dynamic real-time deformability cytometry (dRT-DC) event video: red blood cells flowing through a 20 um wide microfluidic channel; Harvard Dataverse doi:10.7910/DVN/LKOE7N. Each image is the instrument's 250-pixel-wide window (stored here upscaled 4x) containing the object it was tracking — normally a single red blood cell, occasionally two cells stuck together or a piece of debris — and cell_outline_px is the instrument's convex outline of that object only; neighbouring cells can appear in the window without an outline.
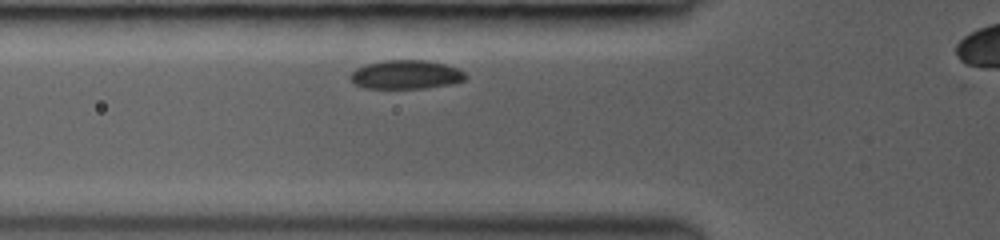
{"species": "common noctule bat (a hibernating species)", "species_latin": "Nyctalus noctula", "temperature_condition": "room temperature", "stored_images_in_passage": 40, "camera_frame_rate_fps": 3000, "um_per_image_px": 0.085, "animal": {"sex": "female", "body_mass_g": 19.0, "forearm_length_mm": 53.3}, "frame": {"image": 1, "passage_image": 3, "time_ms": 1.0, "image_size_px": [1000, 240], "cell_outline_px": [[468, 76], [464, 80], [452, 84], [424, 88], [364, 88], [356, 84], [348, 76], [356, 68], [368, 64], [384, 60], [424, 60], [444, 64], [456, 68], [464, 72]], "centroid_in_image_um": [34.51, 6.34], "position_along_channel_um": 91.3, "area_um2": 19.25}}
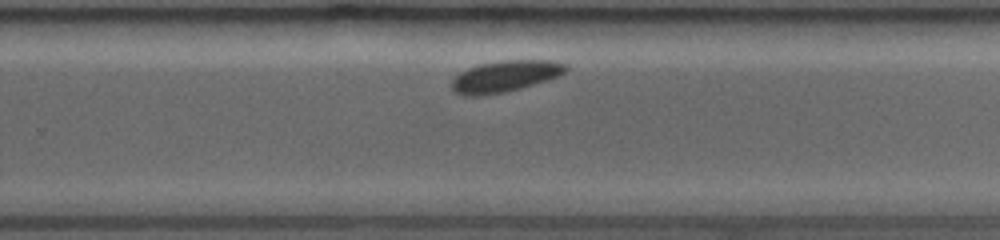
{"frame": {"image": 2, "passage_image": 25, "time_ms": 6.0, "image_size_px": [1000, 240], "cell_outline_px": [[568, 68], [564, 72], [556, 76], [520, 88], [500, 92], [476, 96], [464, 96], [456, 92], [452, 88], [452, 80], [460, 72], [468, 68], [480, 64], [504, 60], [552, 60], [568, 64]], "centroid_in_image_um": [42.91, 6.46], "position_along_channel_um": 286.9, "area_um2": 20.4}}
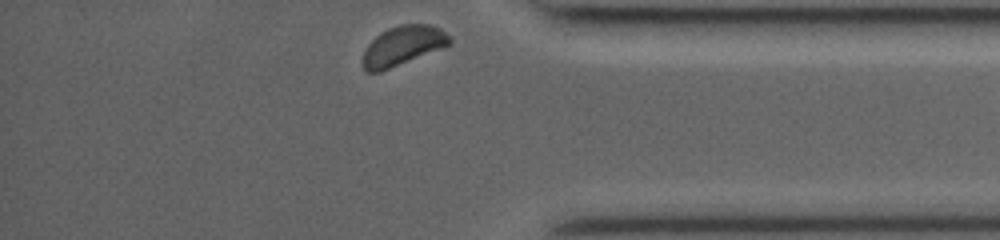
{"frame": {"image": 3, "passage_image": 40, "time_ms": 9.0, "image_size_px": [1000, 240], "cell_outline_px": [[452, 44], [444, 48], [380, 72], [368, 72], [364, 68], [364, 52], [368, 44], [376, 36], [388, 28], [400, 24], [428, 24], [440, 28], [452, 36]], "centroid_in_image_um": [34.31, 3.87], "position_along_channel_um": 400.9, "area_um2": 20.06}, "authors_computed_cell_mechanics": {"area_um2": 20.8947, "velocity_mm_per_s": 3.9283, "shape_relaxation_time_tau1_ms": 0.4417, "shape_relaxation_time_tau2_ms": null, "deformation_change_tau1": 0.0295, "deformation_change_tau2": null}}